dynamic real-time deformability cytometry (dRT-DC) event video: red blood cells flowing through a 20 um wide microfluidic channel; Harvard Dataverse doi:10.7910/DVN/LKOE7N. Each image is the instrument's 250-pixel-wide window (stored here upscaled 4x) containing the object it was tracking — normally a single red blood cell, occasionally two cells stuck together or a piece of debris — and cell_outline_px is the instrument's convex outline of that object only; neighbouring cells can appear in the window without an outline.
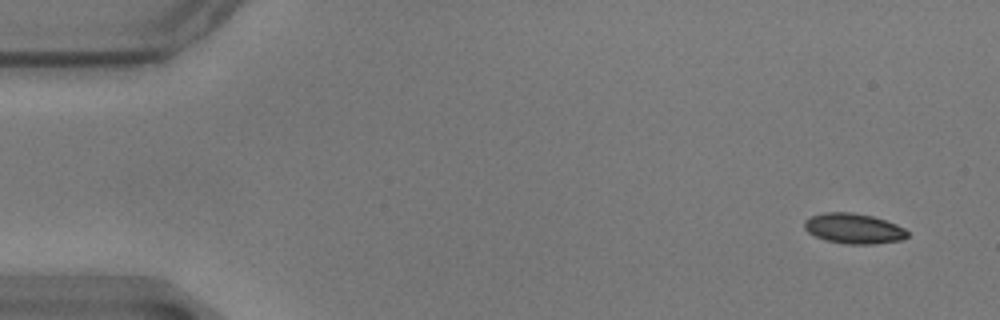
{"species": "common noctule bat (a hibernating species)", "species_latin": "Nyctalus noctula", "temperature_condition": "warm", "stored_images_in_passage": 55, "camera_frame_rate_fps": 3000, "um_per_image_px": 0.085, "animal": {"sex": "male", "body_mass_g": 17.9}, "frame": {"image": 1, "passage_image": 1, "time_ms": 0.0, "image_size_px": [1000, 320], "cell_outline_px": [[908, 236], [900, 240], [872, 244], [844, 244], [824, 240], [808, 232], [804, 228], [804, 220], [812, 216], [824, 212], [852, 212], [872, 216], [896, 224], [904, 228], [908, 232]], "centroid_in_image_um": [72.54, 19.42], "position_along_channel_um": 12.5, "area_um2": 18.15}}
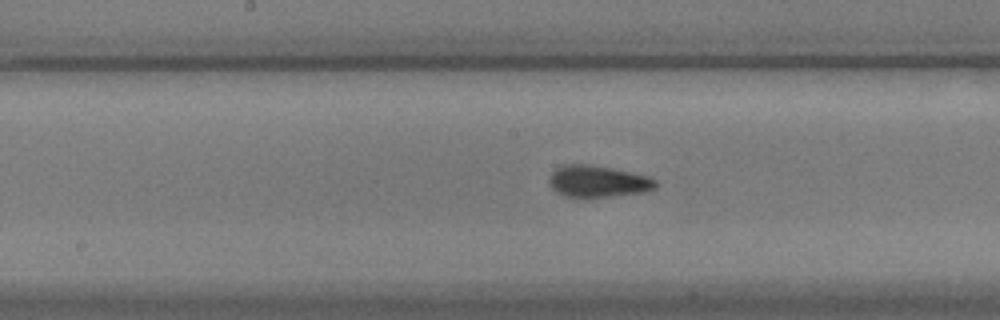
{"frame": {"image": 2, "passage_image": 27, "time_ms": 8.667, "image_size_px": [1000, 320], "cell_outline_px": [[656, 188], [644, 192], [584, 200], [564, 196], [556, 192], [552, 188], [548, 180], [552, 172], [556, 168], [564, 164], [588, 164], [612, 168], [648, 176], [656, 180]], "centroid_in_image_um": [50.78, 15.45], "position_along_channel_um": 197.4, "area_um2": 20.23}}
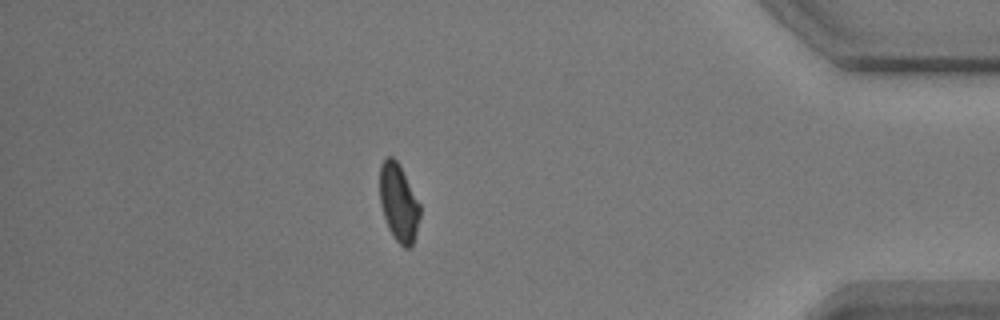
{"frame": {"image": 3, "passage_image": 48, "time_ms": 15.667, "image_size_px": [1000, 320], "cell_outline_px": [[420, 216], [412, 248], [404, 248], [392, 236], [388, 228], [380, 204], [380, 164], [388, 156], [392, 156], [400, 164], [420, 204]], "centroid_in_image_um": [33.89, 17.23], "position_along_channel_um": 401.3, "area_um2": 18.32}, "authors_computed_cell_mechanics": {"area_um2": 18.6694, "velocity_mm_per_s": 3.4882, "shape_relaxation_time_tau1_ms": 3.411, "shape_relaxation_time_tau2_ms": 1.1752, "deformation_change_tau1": 0.1344, "deformation_change_tau2": 0.0734}}